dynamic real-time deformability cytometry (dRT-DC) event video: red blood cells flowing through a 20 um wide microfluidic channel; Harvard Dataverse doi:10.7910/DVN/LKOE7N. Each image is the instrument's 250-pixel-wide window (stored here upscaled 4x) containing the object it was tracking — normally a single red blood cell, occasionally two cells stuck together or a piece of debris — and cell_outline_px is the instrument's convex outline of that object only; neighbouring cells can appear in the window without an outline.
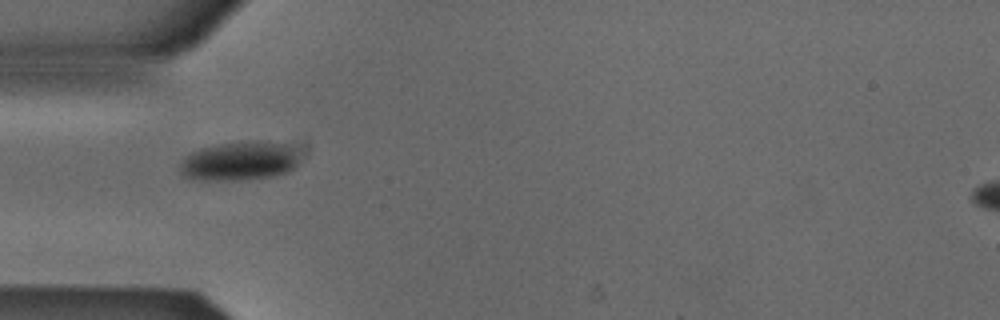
{"species": "Egyptian fruit bat (a non-hibernating species)", "species_latin": "Rousettus aegyptiacus", "temperature_condition": "cold", "stored_images_in_passage": 37, "camera_frame_rate_fps": 3000, "um_per_image_px": 0.085, "animal": {"sex": "male"}, "frame": {"image": 1, "passage_image": 1, "time_ms": 0.0, "image_size_px": [1000, 320], "cell_outline_px": [[296, 164], [288, 172], [276, 176], [240, 180], [192, 180], [180, 176], [180, 164], [184, 156], [200, 148], [220, 144], [268, 140], [284, 144], [288, 148], [296, 160]], "centroid_in_image_um": [20.22, 13.72], "position_along_channel_um": 64.8, "area_um2": 26.88}}
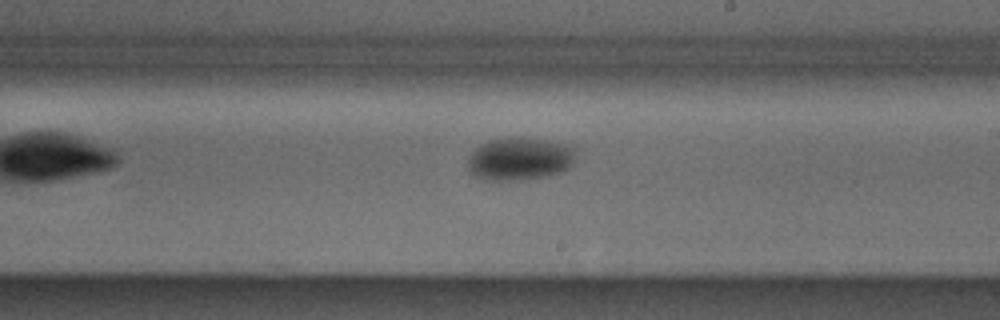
{"frame": {"image": 2, "passage_image": 15, "time_ms": 4.667, "image_size_px": [1000, 320], "cell_outline_px": [[576, 160], [564, 172], [524, 180], [492, 180], [476, 176], [468, 168], [468, 160], [472, 152], [480, 144], [488, 140], [520, 136], [544, 140], [564, 144], [572, 148], [576, 156]], "centroid_in_image_um": [44.19, 13.5], "position_along_channel_um": 244.8, "area_um2": 26.93}}
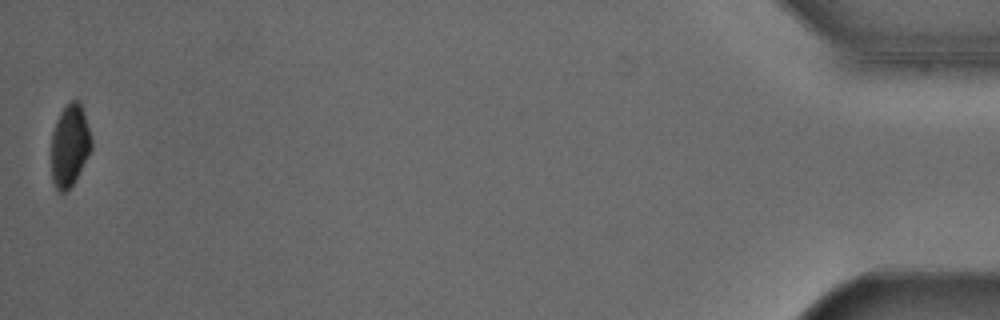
{"frame": {"image": 3, "passage_image": 37, "time_ms": 12.0, "image_size_px": [1000, 320], "cell_outline_px": [[92, 148], [88, 156], [72, 184], [64, 192], [60, 192], [56, 188], [52, 180], [52, 132], [56, 120], [60, 112], [68, 100], [80, 100], [84, 112], [92, 140]], "centroid_in_image_um": [5.93, 12.3], "position_along_channel_um": 429.3, "area_um2": 19.13}, "authors_computed_cell_mechanics": {"area_um2": 25.6054, "velocity_mm_per_s": 3.8801, "shape_relaxation_time_tau1_ms": 3.7923, "shape_relaxation_time_tau2_ms": null, "deformation_change_tau1": 0.0754, "deformation_change_tau2": null}}